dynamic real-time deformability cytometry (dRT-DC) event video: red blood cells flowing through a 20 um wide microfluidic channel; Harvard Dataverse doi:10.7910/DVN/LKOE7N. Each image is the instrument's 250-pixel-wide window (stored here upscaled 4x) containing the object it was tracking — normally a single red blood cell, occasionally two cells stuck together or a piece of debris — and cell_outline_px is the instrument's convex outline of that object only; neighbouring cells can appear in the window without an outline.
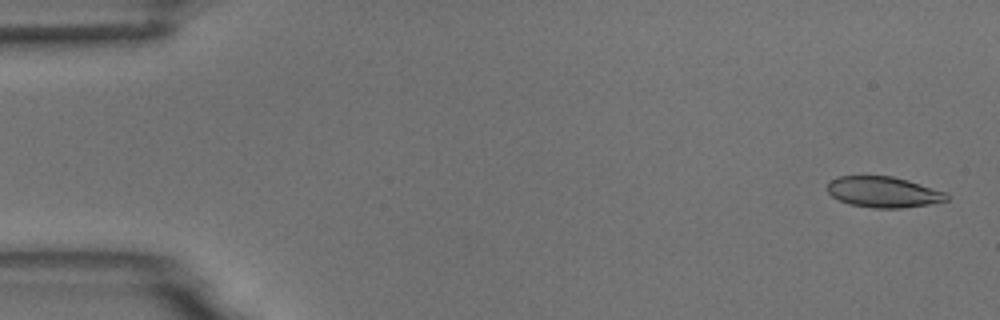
{"species": "common noctule bat (a hibernating species)", "species_latin": "Nyctalus noctula", "temperature_condition": "room temperature", "stored_images_in_passage": 5, "camera_frame_rate_fps": 3000, "um_per_image_px": 0.085, "animal": {"sex": "male", "body_mass_g": 18.8}, "frame": {"image": 1, "passage_image": 1, "time_ms": 0.0, "image_size_px": [1000, 320], "cell_outline_px": [[948, 200], [928, 204], [900, 208], [872, 208], [848, 204], [832, 196], [828, 192], [828, 184], [836, 176], [892, 176], [908, 180], [948, 192]], "centroid_in_image_um": [75.11, 16.32], "position_along_channel_um": 9.9, "area_um2": 21.44}}
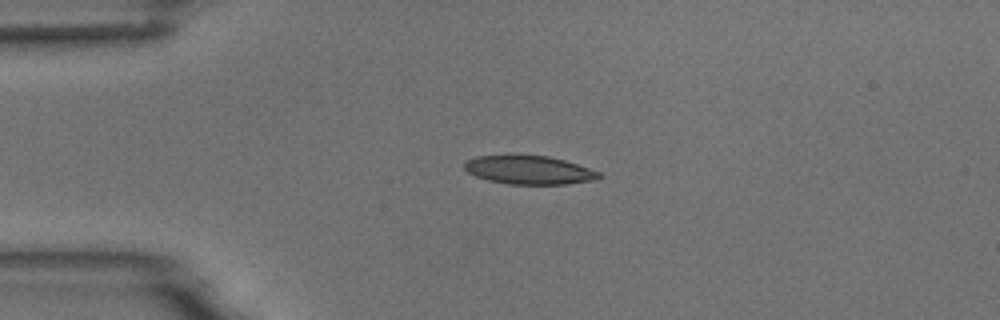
{"frame": {"image": 2, "passage_image": 4, "time_ms": 1.0, "image_size_px": [1000, 320], "cell_outline_px": [[604, 176], [592, 180], [568, 184], [508, 184], [488, 180], [476, 176], [468, 172], [464, 168], [464, 164], [468, 160], [476, 156], [548, 156], [564, 160], [600, 172]], "centroid_in_image_um": [44.99, 14.46], "position_along_channel_um": 40.0, "area_um2": 22.02}}